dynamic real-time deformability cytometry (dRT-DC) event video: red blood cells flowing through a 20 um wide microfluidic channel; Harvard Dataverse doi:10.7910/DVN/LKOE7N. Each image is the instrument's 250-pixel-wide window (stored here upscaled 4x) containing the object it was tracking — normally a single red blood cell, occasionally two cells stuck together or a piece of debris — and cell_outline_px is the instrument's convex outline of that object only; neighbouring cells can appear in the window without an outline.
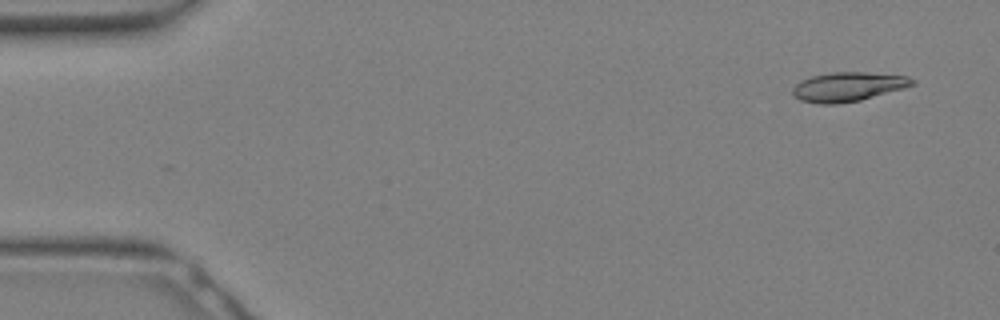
{"species": "Egyptian fruit bat (a non-hibernating species)", "species_latin": "Rousettus aegyptiacus", "temperature_condition": "warm", "stored_images_in_passage": 30, "camera_frame_rate_fps": 3000, "um_per_image_px": 0.085, "animal": {"sex": "female"}, "frame": {"image": 1, "passage_image": 2, "time_ms": 0.333, "image_size_px": [1000, 320], "cell_outline_px": [[916, 84], [904, 88], [860, 100], [836, 104], [816, 104], [800, 100], [792, 96], [792, 88], [800, 80], [812, 76], [832, 72], [864, 72], [908, 76], [916, 80]], "centroid_in_image_um": [72.06, 7.37], "position_along_channel_um": 12.9, "area_um2": 20.52}}
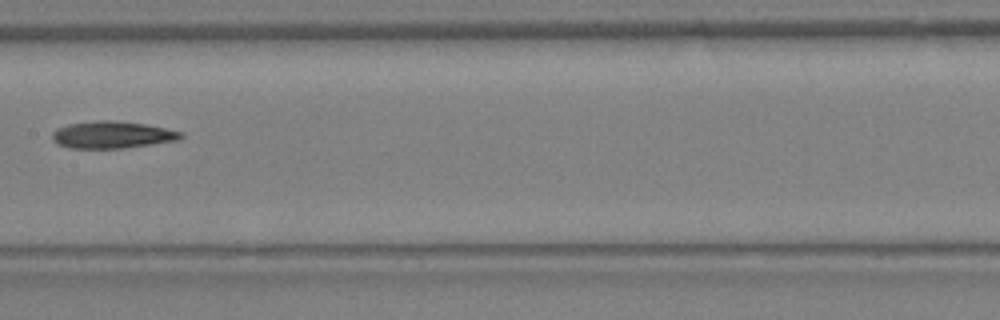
{"frame": {"image": 2, "passage_image": 16, "time_ms": 5.0, "image_size_px": [1000, 320], "cell_outline_px": [[184, 136], [180, 140], [124, 148], [68, 148], [56, 144], [52, 140], [52, 132], [56, 128], [68, 124], [100, 120], [116, 120], [144, 124], [184, 132]], "centroid_in_image_um": [9.52, 11.46], "position_along_channel_um": 197.9, "area_um2": 20.46}}
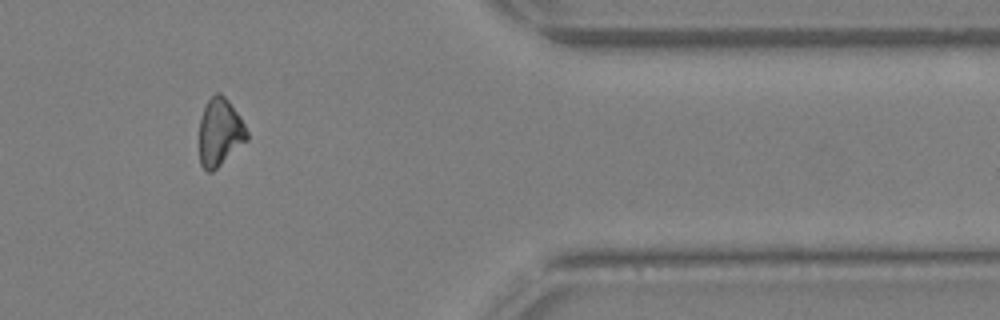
{"frame": {"image": 3, "passage_image": 26, "time_ms": 8.333, "image_size_px": [1000, 320], "cell_outline_px": [[248, 140], [212, 172], [208, 172], [200, 164], [200, 116], [208, 100], [216, 92], [220, 92], [228, 100], [240, 116], [248, 132]], "centroid_in_image_um": [18.7, 11.23], "position_along_channel_um": 392.7, "area_um2": 18.73}}